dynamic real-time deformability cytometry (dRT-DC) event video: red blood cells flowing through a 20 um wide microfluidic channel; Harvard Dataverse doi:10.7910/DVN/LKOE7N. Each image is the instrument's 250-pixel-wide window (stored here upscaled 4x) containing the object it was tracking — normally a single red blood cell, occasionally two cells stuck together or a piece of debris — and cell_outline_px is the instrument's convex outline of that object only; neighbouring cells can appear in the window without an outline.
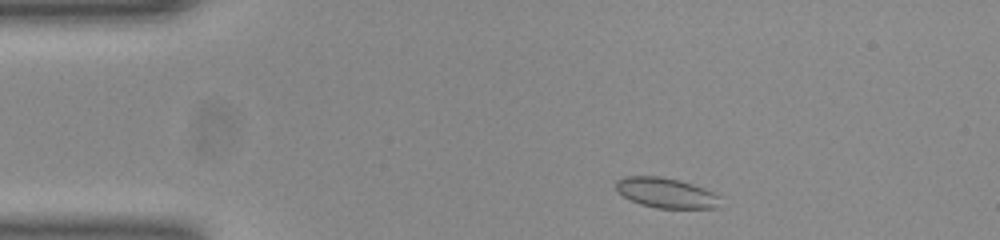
{"species": "common noctule bat (a hibernating species)", "species_latin": "Nyctalus noctula", "temperature_condition": "room temperature", "stored_images_in_passage": 45, "camera_frame_rate_fps": 3000, "um_per_image_px": 0.085, "animal": {"sex": "female", "body_mass_g": 23.0, "forearm_length_mm": 53.4}, "frame": {"image": 1, "passage_image": 2, "time_ms": 0.333, "image_size_px": [1000, 240], "cell_outline_px": [[720, 196], [716, 208], [656, 208], [640, 204], [624, 196], [616, 188], [616, 180], [624, 176], [660, 176], [680, 180], [692, 184], [712, 192]], "centroid_in_image_um": [56.59, 16.38], "position_along_channel_um": 28.4, "area_um2": 18.09}}
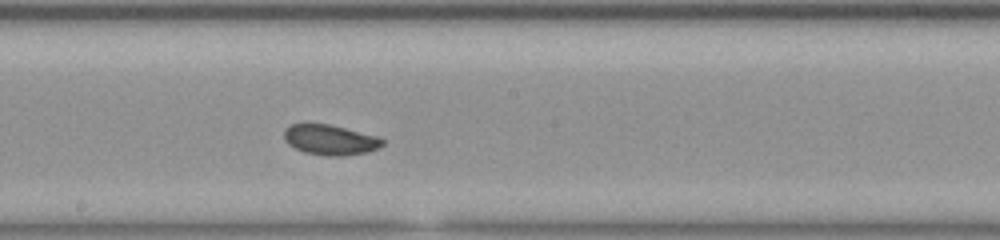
{"frame": {"image": 2, "passage_image": 21, "time_ms": 6.667, "image_size_px": [1000, 240], "cell_outline_px": [[384, 144], [380, 148], [368, 152], [340, 156], [328, 156], [304, 152], [288, 144], [284, 140], [284, 128], [292, 124], [328, 124], [376, 136], [384, 140]], "centroid_in_image_um": [28.06, 11.89], "position_along_channel_um": 220.1, "area_um2": 17.22}}
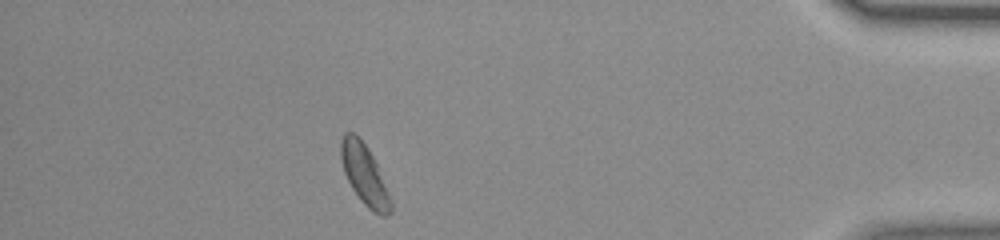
{"frame": {"image": 3, "passage_image": 39, "time_ms": 12.667, "image_size_px": [1000, 240], "cell_outline_px": [[392, 212], [388, 216], [380, 216], [372, 212], [360, 200], [352, 188], [344, 172], [340, 160], [340, 140], [344, 132], [352, 132], [360, 136], [368, 148], [376, 164], [392, 200]], "centroid_in_image_um": [30.97, 14.85], "position_along_channel_um": 404.2, "area_um2": 17.74}}